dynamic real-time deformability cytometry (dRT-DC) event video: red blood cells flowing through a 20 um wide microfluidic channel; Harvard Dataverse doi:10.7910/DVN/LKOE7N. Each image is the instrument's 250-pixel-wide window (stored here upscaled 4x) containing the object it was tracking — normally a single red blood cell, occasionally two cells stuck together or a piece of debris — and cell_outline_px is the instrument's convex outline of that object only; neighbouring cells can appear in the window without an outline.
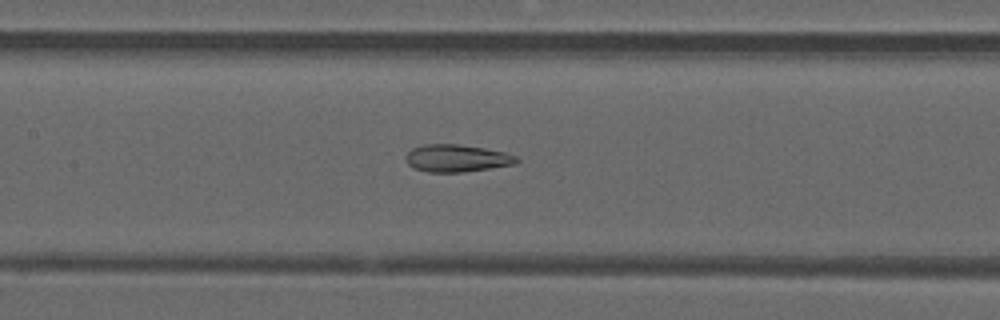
{"species": "common noctule bat (a hibernating species)", "species_latin": "Nyctalus noctula", "temperature_condition": "warm", "stored_images_in_passage": 50, "camera_frame_rate_fps": 3000, "um_per_image_px": 0.085, "animal": {"sex": "male", "forearm_length_mm": 52.5}, "frame": {"image": 1, "passage_image": 24, "time_ms": 7.667, "image_size_px": [1000, 320], "cell_outline_px": [[520, 160], [516, 164], [464, 172], [428, 172], [416, 168], [408, 164], [404, 160], [404, 156], [412, 148], [424, 144], [456, 144], [484, 148], [504, 152], [516, 156]], "centroid_in_image_um": [38.81, 13.45], "position_along_channel_um": 168.6, "area_um2": 17.69}}
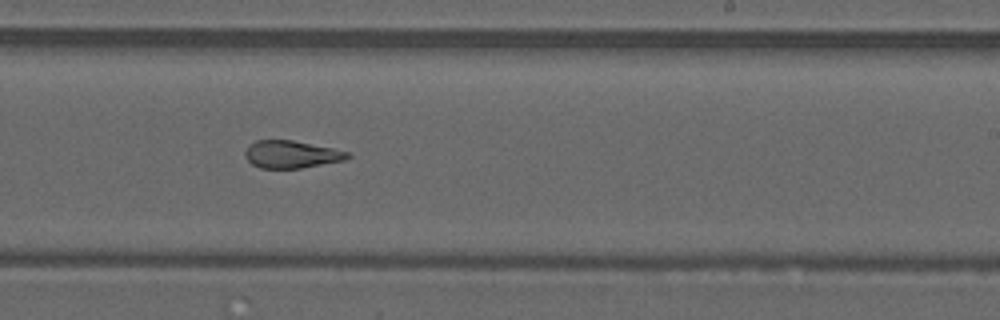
{"frame": {"image": 2, "passage_image": 31, "time_ms": 10.0, "image_size_px": [1000, 320], "cell_outline_px": [[352, 156], [344, 160], [300, 168], [260, 168], [252, 164], [244, 156], [244, 152], [248, 144], [256, 140], [292, 140], [332, 148], [348, 152]], "centroid_in_image_um": [24.72, 13.11], "position_along_channel_um": 264.3, "area_um2": 16.36}}
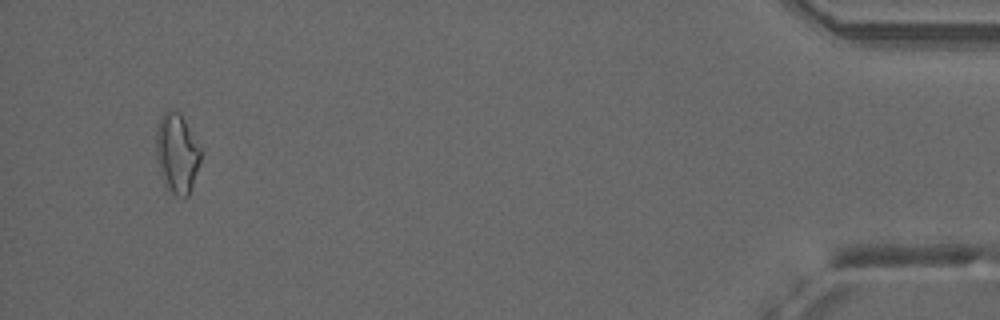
{"frame": {"image": 3, "passage_image": 48, "time_ms": 15.667, "image_size_px": [1000, 320], "cell_outline_px": [[200, 164], [188, 196], [184, 200], [176, 196], [164, 184], [156, 160], [156, 132], [160, 120], [164, 112], [168, 108], [172, 108], [180, 112], [200, 148]], "centroid_in_image_um": [15.03, 13.04], "position_along_channel_um": 420.2, "area_um2": 20.75}, "authors_computed_cell_mechanics": {"area_um2": 18.496, "velocity_mm_per_s": 4.1211, "shape_relaxation_time_tau1_ms": null, "shape_relaxation_time_tau2_ms": 2.2314, "deformation_change_tau1": null, "deformation_change_tau2": 0.103}}